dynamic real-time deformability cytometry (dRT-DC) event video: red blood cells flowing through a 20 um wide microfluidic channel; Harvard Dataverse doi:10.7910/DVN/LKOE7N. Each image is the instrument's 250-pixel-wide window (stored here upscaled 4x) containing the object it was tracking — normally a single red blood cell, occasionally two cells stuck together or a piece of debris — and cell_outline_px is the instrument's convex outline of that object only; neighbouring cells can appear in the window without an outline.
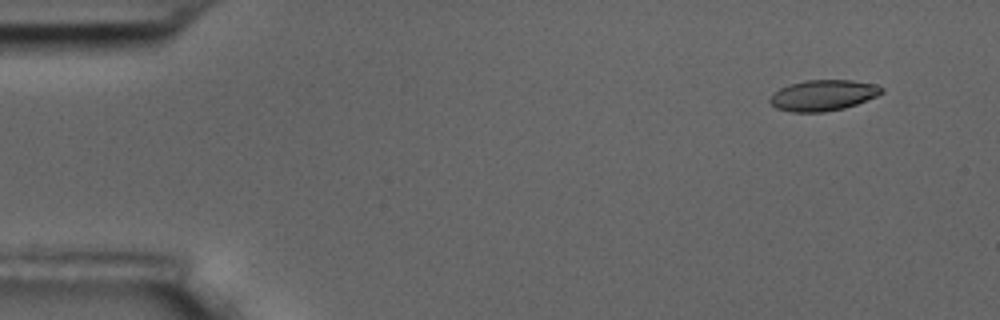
{"species": "common noctule bat (a hibernating species)", "species_latin": "Nyctalus noctula", "temperature_condition": "room temperature", "stored_images_in_passage": 6, "camera_frame_rate_fps": 3000, "um_per_image_px": 0.085, "animal": {"sex": "male", "body_mass_g": 17.5, "forearm_length_mm": 52.3}, "frame": {"image": 1, "passage_image": 2, "time_ms": 1.0, "image_size_px": [1000, 320], "cell_outline_px": [[884, 92], [876, 96], [856, 104], [844, 108], [824, 112], [792, 112], [776, 108], [768, 100], [772, 92], [788, 84], [804, 80], [852, 80], [876, 84], [884, 88]], "centroid_in_image_um": [69.94, 8.09], "position_along_channel_um": 15.1, "area_um2": 20.23}}
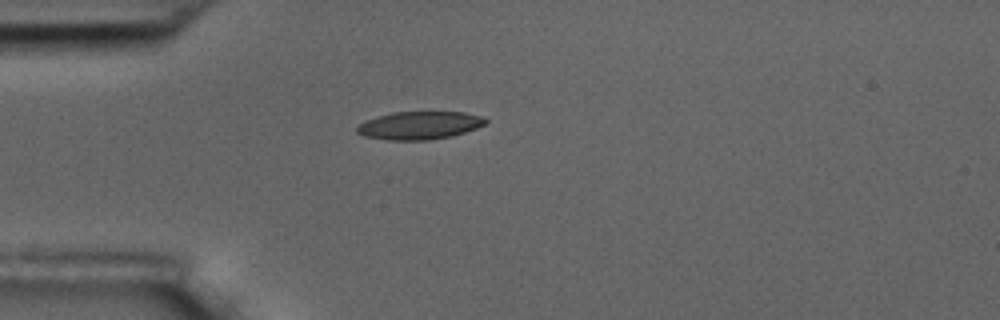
{"frame": {"image": 2, "passage_image": 5, "time_ms": 4.667, "image_size_px": [1000, 320], "cell_outline_px": [[488, 120], [484, 124], [476, 128], [452, 136], [428, 140], [388, 140], [364, 136], [356, 132], [356, 128], [364, 120], [392, 112], [464, 112], [484, 116]], "centroid_in_image_um": [35.65, 10.65], "position_along_channel_um": 49.4, "area_um2": 20.98}}